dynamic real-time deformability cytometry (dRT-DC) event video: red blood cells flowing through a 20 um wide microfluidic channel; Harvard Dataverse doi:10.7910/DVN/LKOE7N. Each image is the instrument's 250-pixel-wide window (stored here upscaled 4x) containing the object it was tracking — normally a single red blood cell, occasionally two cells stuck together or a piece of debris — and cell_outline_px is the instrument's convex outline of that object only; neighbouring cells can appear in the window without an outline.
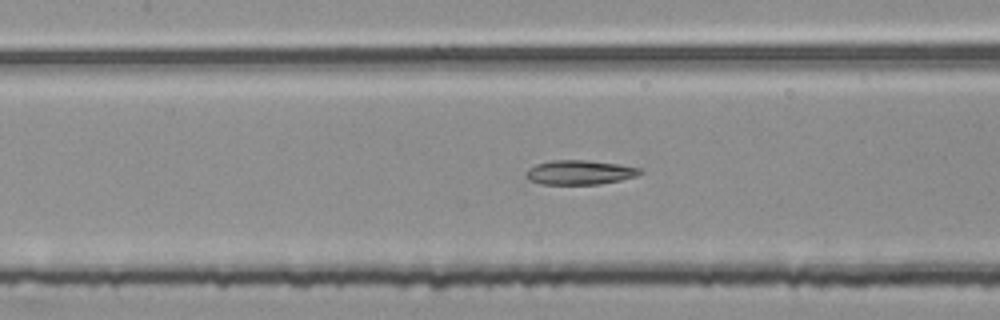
{"species": "common noctule bat (a hibernating species)", "species_latin": "Nyctalus noctula", "temperature_condition": "room temperature", "stored_images_in_passage": 52, "segment_of_instrument_passage": [2, 2], "camera_frame_rate_fps": 3000, "um_per_image_px": 0.085, "animal": {"sex": "female", "body_mass_g": 25.1}, "frame": {"image": 1, "passage_image": 23, "time_ms": 7.333, "image_size_px": [1000, 320], "cell_outline_px": [[644, 172], [636, 176], [620, 180], [600, 184], [540, 184], [528, 180], [524, 176], [524, 172], [528, 168], [536, 164], [552, 160], [584, 160], [620, 164], [640, 168]], "centroid_in_image_um": [49.23, 14.65], "position_along_channel_um": 158.2, "area_um2": 16.36}}
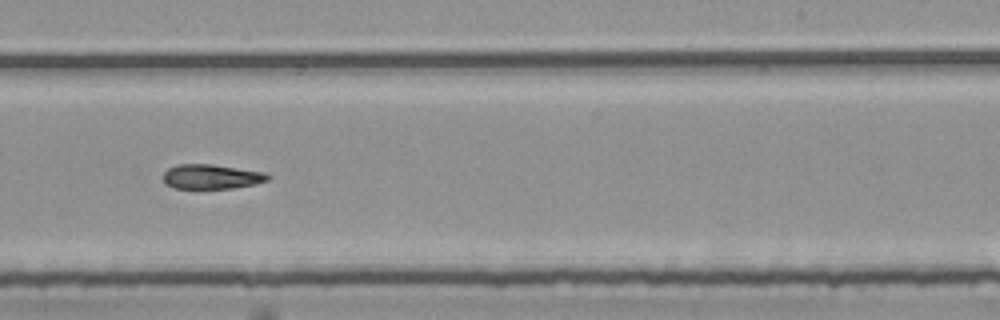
{"frame": {"image": 2, "passage_image": 32, "time_ms": 10.333, "image_size_px": [1000, 320], "cell_outline_px": [[272, 176], [268, 180], [256, 184], [232, 188], [176, 188], [164, 184], [164, 172], [168, 168], [176, 164], [212, 164], [264, 172]], "centroid_in_image_um": [17.98, 15.01], "position_along_channel_um": 271.0, "area_um2": 15.03}}
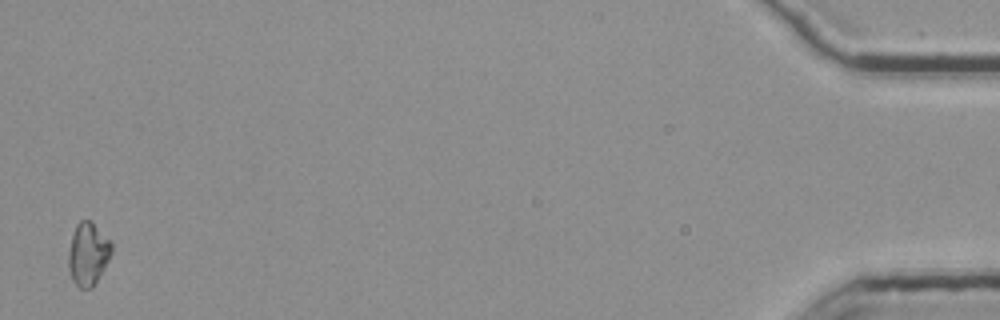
{"frame": {"image": 3, "passage_image": 52, "time_ms": 17.0, "image_size_px": [1000, 320], "cell_outline_px": [[112, 252], [96, 284], [92, 288], [80, 288], [72, 280], [68, 268], [68, 252], [72, 236], [76, 224], [80, 220], [88, 220], [112, 244]], "centroid_in_image_um": [7.46, 21.64], "position_along_channel_um": 427.7, "area_um2": 15.49}}